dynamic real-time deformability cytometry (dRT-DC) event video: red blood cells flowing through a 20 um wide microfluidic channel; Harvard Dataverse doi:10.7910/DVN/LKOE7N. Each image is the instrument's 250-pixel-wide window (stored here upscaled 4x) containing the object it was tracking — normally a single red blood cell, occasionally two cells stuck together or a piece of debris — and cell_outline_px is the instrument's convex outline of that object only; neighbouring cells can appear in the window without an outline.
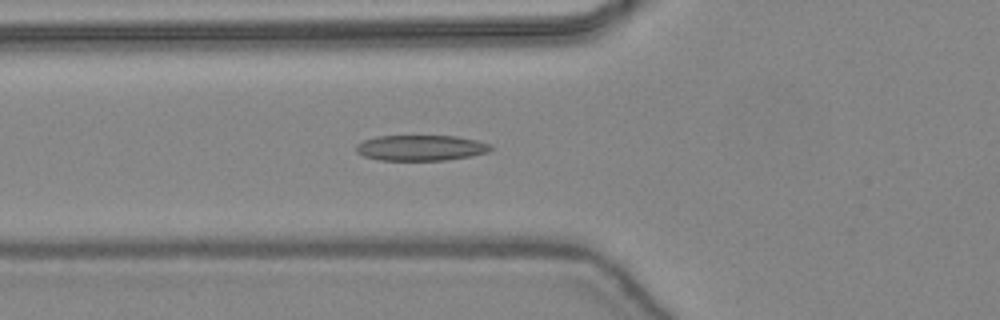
{"species": "common noctule bat (a hibernating species)", "species_latin": "Nyctalus noctula", "temperature_condition": "warm", "stored_images_in_passage": 29, "camera_frame_rate_fps": 3000, "um_per_image_px": 0.085, "animal": {"sex": "female", "body_mass_g": 24.6, "forearm_length_mm": 56.2}, "frame": {"image": 1, "passage_image": 2, "time_ms": 0.333, "image_size_px": [1000, 320], "cell_outline_px": [[492, 148], [488, 152], [472, 156], [444, 160], [380, 160], [364, 156], [356, 152], [356, 144], [364, 140], [376, 136], [456, 136], [476, 140], [492, 144]], "centroid_in_image_um": [35.78, 12.56], "position_along_channel_um": 90.0, "area_um2": 20.11}}
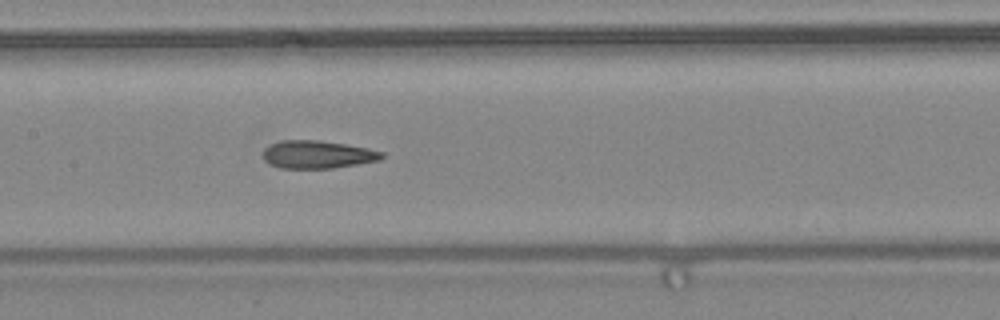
{"frame": {"image": 2, "passage_image": 8, "time_ms": 2.333, "image_size_px": [1000, 320], "cell_outline_px": [[384, 156], [380, 160], [332, 168], [280, 168], [264, 160], [264, 148], [280, 140], [320, 140], [368, 148], [384, 152]], "centroid_in_image_um": [27.0, 13.12], "position_along_channel_um": 180.4, "area_um2": 19.13}}
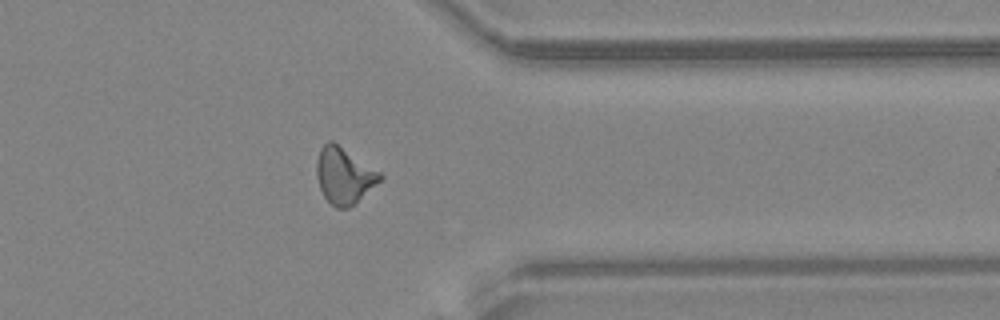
{"frame": {"image": 3, "passage_image": 22, "time_ms": 7.0, "image_size_px": [1000, 320], "cell_outline_px": [[384, 176], [356, 204], [348, 208], [336, 208], [324, 196], [320, 188], [316, 176], [316, 160], [320, 148], [328, 140], [332, 140], [380, 172]], "centroid_in_image_um": [29.23, 14.92], "position_along_channel_um": 382.2, "area_um2": 20.75}}